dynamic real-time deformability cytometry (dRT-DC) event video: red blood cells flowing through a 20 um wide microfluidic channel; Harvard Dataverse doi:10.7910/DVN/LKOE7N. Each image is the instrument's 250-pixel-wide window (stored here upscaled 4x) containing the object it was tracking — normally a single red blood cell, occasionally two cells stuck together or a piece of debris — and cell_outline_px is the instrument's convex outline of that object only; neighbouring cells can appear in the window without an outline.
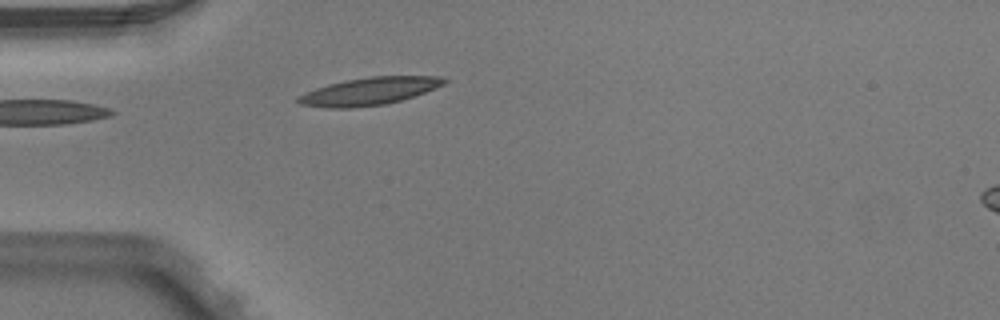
{"species": "Egyptian fruit bat (a non-hibernating species)", "species_latin": "Rousettus aegyptiacus", "temperature_condition": "warm", "stored_images_in_passage": 1, "camera_frame_rate_fps": 3000, "um_per_image_px": 0.085, "animal": {"sex": "male"}, "frame": {"image": 1, "passage_image": 1, "time_ms": 0.0, "image_size_px": [1000, 320], "cell_outline_px": [[448, 80], [444, 84], [436, 88], [388, 104], [352, 108], [328, 108], [300, 104], [296, 100], [296, 96], [316, 88], [328, 84], [344, 80], [372, 76], [444, 76]], "centroid_in_image_um": [31.38, 7.75], "position_along_channel_um": 53.6, "area_um2": 23.52}}